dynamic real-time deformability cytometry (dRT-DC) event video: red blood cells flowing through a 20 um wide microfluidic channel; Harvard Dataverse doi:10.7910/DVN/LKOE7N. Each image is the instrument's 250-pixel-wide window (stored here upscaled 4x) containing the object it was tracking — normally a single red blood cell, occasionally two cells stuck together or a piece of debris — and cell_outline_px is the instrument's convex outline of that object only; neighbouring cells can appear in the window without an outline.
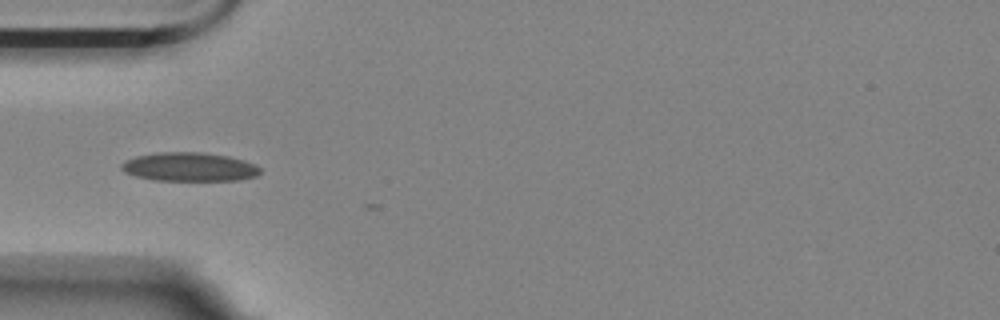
{"species": "Egyptian fruit bat (a non-hibernating species)", "species_latin": "Rousettus aegyptiacus", "temperature_condition": "room temperature", "stored_images_in_passage": 31, "camera_frame_rate_fps": 3000, "um_per_image_px": 0.085, "animal": {"sex": "female"}, "frame": {"image": 1, "passage_image": 2, "time_ms": 0.333, "image_size_px": [1000, 320], "cell_outline_px": [[260, 172], [256, 176], [236, 180], [152, 180], [136, 176], [124, 172], [120, 168], [120, 164], [124, 160], [136, 156], [156, 152], [204, 152], [228, 156], [244, 160], [256, 164], [260, 168]], "centroid_in_image_um": [16.06, 14.17], "position_along_channel_um": 68.9, "area_um2": 23.41}}
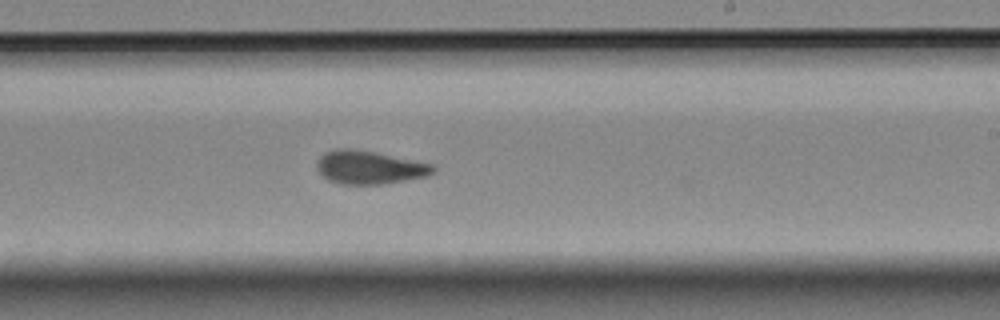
{"frame": {"image": 2, "passage_image": 18, "time_ms": 5.667, "image_size_px": [1000, 320], "cell_outline_px": [[436, 172], [428, 176], [384, 184], [340, 184], [328, 180], [316, 168], [316, 164], [320, 156], [328, 152], [340, 148], [352, 148], [376, 152], [432, 164], [436, 168]], "centroid_in_image_um": [31.43, 14.23], "position_along_channel_um": 257.6, "area_um2": 22.54}}
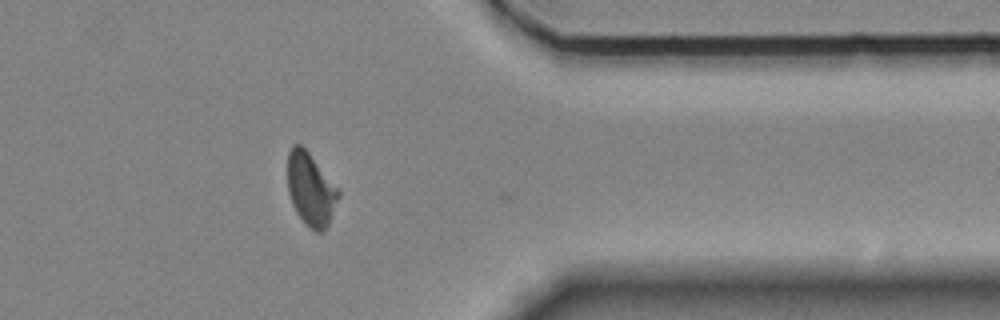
{"frame": {"image": 3, "passage_image": 30, "time_ms": 9.667, "image_size_px": [1000, 320], "cell_outline_px": [[340, 196], [328, 224], [324, 232], [316, 232], [304, 224], [296, 212], [292, 204], [288, 192], [288, 152], [292, 144], [300, 144], [308, 152], [340, 188]], "centroid_in_image_um": [26.43, 16.1], "position_along_channel_um": 385.0, "area_um2": 21.85}, "authors_computed_cell_mechanics": {"area_um2": 22.3108, "velocity_mm_per_s": 3.521, "shape_relaxation_time_tau1_ms": 8.249, "shape_relaxation_time_tau2_ms": 1.6951, "deformation_change_tau1": 0.1717, "deformation_change_tau2": 0.0766}}